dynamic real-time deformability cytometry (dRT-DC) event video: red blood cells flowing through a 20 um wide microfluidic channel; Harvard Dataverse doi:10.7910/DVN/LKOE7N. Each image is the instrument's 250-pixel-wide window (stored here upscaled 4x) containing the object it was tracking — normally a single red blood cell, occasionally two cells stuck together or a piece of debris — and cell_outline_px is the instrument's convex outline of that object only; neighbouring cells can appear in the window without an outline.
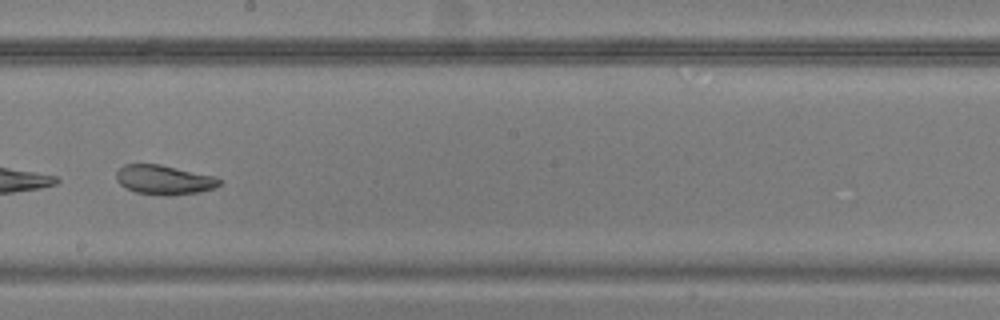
{"species": "common noctule bat (a hibernating species)", "species_latin": "Nyctalus noctula", "temperature_condition": "warm", "stored_images_in_passage": 36, "camera_frame_rate_fps": 3000, "um_per_image_px": 0.085, "animal": {"sex": "male", "body_mass_g": 20.5, "forearm_length_mm": 52.5}, "frame": {"image": 1, "passage_image": 16, "time_ms": 5.0, "image_size_px": [1000, 320], "cell_outline_px": [[220, 184], [216, 188], [200, 192], [168, 196], [136, 192], [120, 184], [116, 180], [116, 172], [124, 164], [160, 164], [212, 176], [220, 180]], "centroid_in_image_um": [13.93, 15.29], "position_along_channel_um": 234.3, "area_um2": 17.51}}